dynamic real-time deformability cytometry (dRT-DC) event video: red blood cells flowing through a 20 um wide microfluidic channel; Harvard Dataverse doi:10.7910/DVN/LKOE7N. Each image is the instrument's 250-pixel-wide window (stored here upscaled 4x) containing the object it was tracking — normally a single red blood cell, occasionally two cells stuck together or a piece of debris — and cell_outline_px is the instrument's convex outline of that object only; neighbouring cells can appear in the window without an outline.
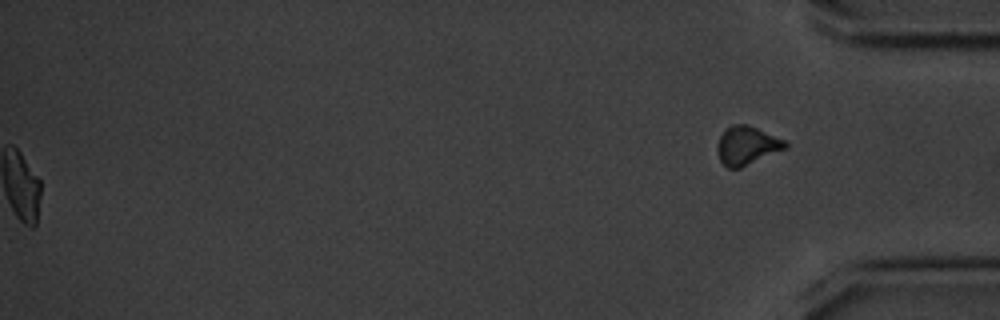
{"species": "common noctule bat (a hibernating species)", "species_latin": "Nyctalus noctula", "temperature_condition": "cold", "stored_images_in_passage": 56, "segment_of_instrument_passage": [2, 2], "camera_frame_rate_fps": 3000, "um_per_image_px": 0.085, "animal": {"sex": "male", "body_mass_g": 20.1, "forearm_length_mm": 53.5}, "frame": {"image": 1, "passage_image": 56, "time_ms": 18.333, "image_size_px": [1000, 320], "cell_outline_px": [[788, 148], [740, 168], [728, 168], [720, 160], [716, 148], [716, 144], [724, 128], [732, 124], [748, 124], [784, 140], [788, 144]], "centroid_in_image_um": [63.46, 12.36], "position_along_channel_um": 371.7, "area_um2": 15.37}}